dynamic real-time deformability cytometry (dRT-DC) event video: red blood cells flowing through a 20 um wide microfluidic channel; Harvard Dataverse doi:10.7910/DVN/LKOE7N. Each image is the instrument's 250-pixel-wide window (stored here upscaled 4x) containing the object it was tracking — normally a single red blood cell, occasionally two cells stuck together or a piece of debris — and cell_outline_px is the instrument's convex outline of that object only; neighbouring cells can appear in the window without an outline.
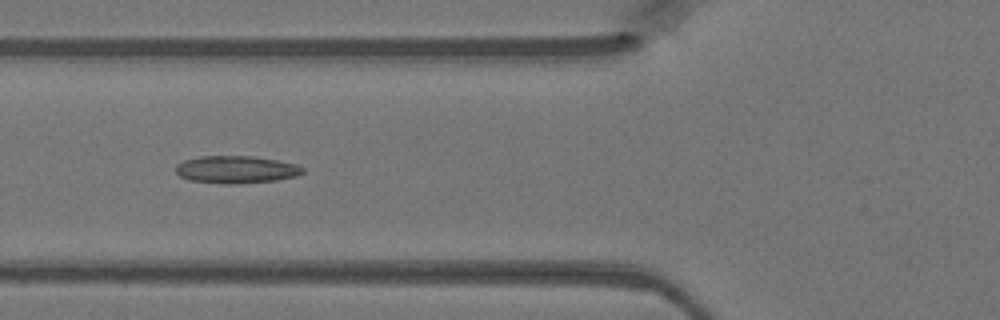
{"species": "Egyptian fruit bat (a non-hibernating species)", "species_latin": "Rousettus aegyptiacus", "temperature_condition": "warm", "stored_images_in_passage": 35, "camera_frame_rate_fps": 3000, "um_per_image_px": 0.085, "animal": {"sex": "female"}, "frame": {"image": 1, "passage_image": 6, "time_ms": 1.667, "image_size_px": [1000, 320], "cell_outline_px": [[304, 172], [296, 176], [276, 180], [240, 184], [188, 180], [180, 176], [176, 172], [176, 164], [184, 160], [200, 156], [252, 156], [276, 160], [296, 164], [304, 168]], "centroid_in_image_um": [20.07, 14.4], "position_along_channel_um": 105.7, "area_um2": 20.17}}
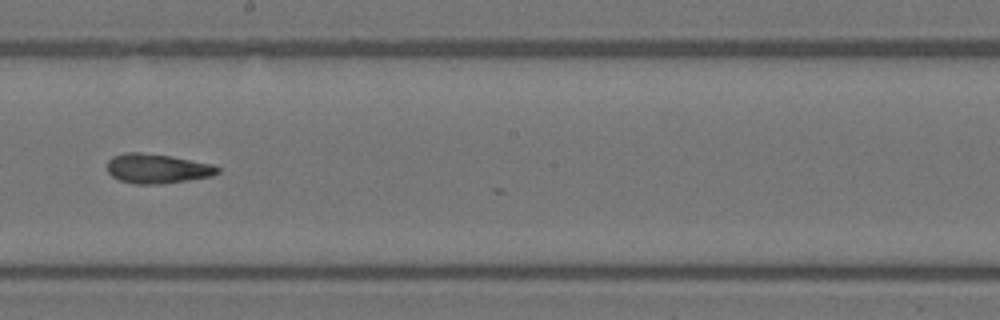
{"frame": {"image": 2, "passage_image": 15, "time_ms": 4.667, "image_size_px": [1000, 320], "cell_outline_px": [[220, 172], [212, 176], [188, 180], [160, 184], [132, 184], [120, 180], [112, 176], [108, 172], [108, 160], [112, 156], [124, 152], [140, 152], [172, 156], [212, 164], [220, 168]], "centroid_in_image_um": [13.36, 14.32], "position_along_channel_um": 234.8, "area_um2": 19.13}}
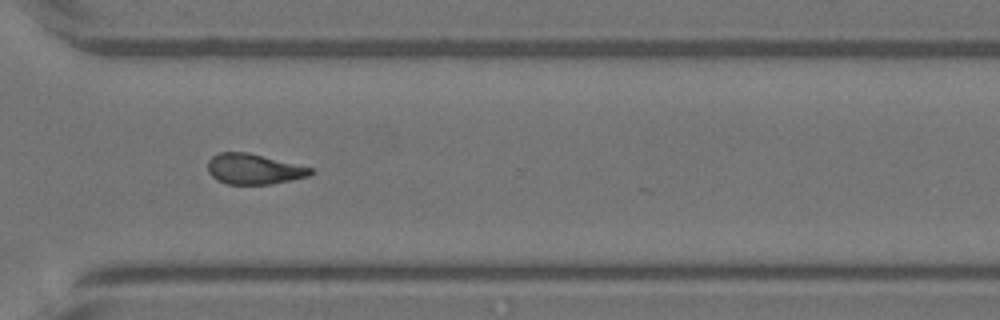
{"frame": {"image": 3, "passage_image": 23, "time_ms": 7.333, "image_size_px": [1000, 320], "cell_outline_px": [[312, 172], [308, 176], [268, 184], [228, 184], [216, 180], [208, 172], [208, 160], [212, 156], [220, 152], [248, 152], [312, 168]], "centroid_in_image_um": [21.51, 14.36], "position_along_channel_um": 349.1, "area_um2": 17.98}}